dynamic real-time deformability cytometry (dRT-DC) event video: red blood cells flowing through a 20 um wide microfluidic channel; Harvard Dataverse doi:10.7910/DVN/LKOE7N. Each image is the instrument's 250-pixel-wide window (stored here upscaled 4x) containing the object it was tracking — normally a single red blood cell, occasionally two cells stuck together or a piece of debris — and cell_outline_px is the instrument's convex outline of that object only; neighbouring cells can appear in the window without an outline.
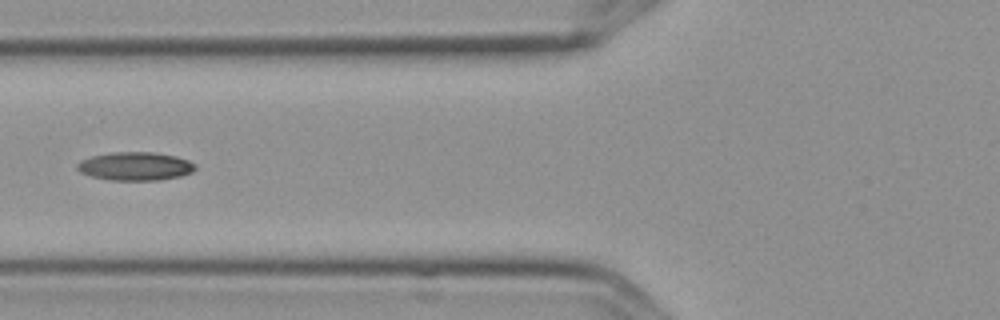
{"species": "Egyptian fruit bat (a non-hibernating species)", "species_latin": "Rousettus aegyptiacus", "temperature_condition": "cold", "stored_images_in_passage": 3, "camera_frame_rate_fps": 3000, "um_per_image_px": 0.085, "frame": {"image": 1, "passage_image": 3, "time_ms": 0.667, "image_size_px": [1000, 320], "cell_outline_px": [[196, 168], [192, 172], [180, 176], [160, 180], [112, 180], [92, 176], [80, 172], [76, 168], [76, 164], [80, 160], [92, 156], [112, 152], [156, 152], [176, 156], [188, 160], [196, 164]], "centroid_in_image_um": [11.51, 14.12], "position_along_channel_um": 114.3, "area_um2": 19.59}}